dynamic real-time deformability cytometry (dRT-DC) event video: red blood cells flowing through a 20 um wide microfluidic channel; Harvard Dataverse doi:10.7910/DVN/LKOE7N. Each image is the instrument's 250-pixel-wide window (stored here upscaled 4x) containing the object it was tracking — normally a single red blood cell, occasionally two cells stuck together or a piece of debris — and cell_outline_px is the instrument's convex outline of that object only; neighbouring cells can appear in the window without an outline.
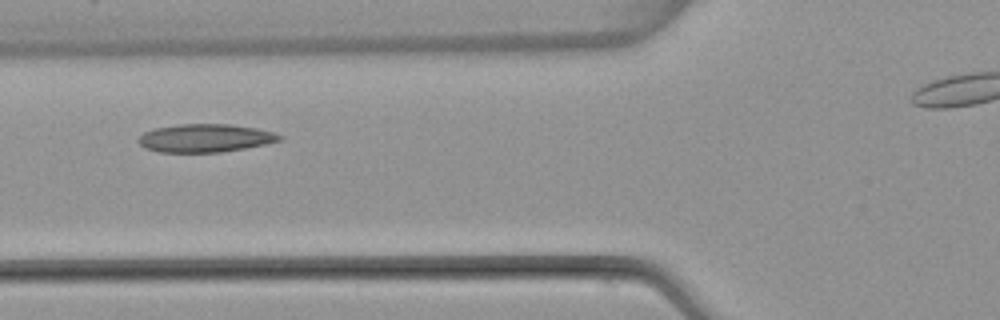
{"species": "common noctule bat (a hibernating species)", "species_latin": "Nyctalus noctula", "temperature_condition": "warm", "stored_images_in_passage": 7, "camera_frame_rate_fps": 3000, "um_per_image_px": 0.085, "animal": {"sex": "female", "body_mass_g": 22.7, "forearm_length_mm": 54.2}, "frame": {"image": 1, "passage_image": 4, "time_ms": 4.0, "image_size_px": [1000, 320], "cell_outline_px": [[284, 140], [244, 148], [220, 152], [160, 152], [144, 148], [136, 140], [144, 132], [156, 128], [180, 124], [228, 124], [256, 128], [272, 132], [284, 136]], "centroid_in_image_um": [17.44, 11.74], "position_along_channel_um": 108.4, "area_um2": 23.06}}
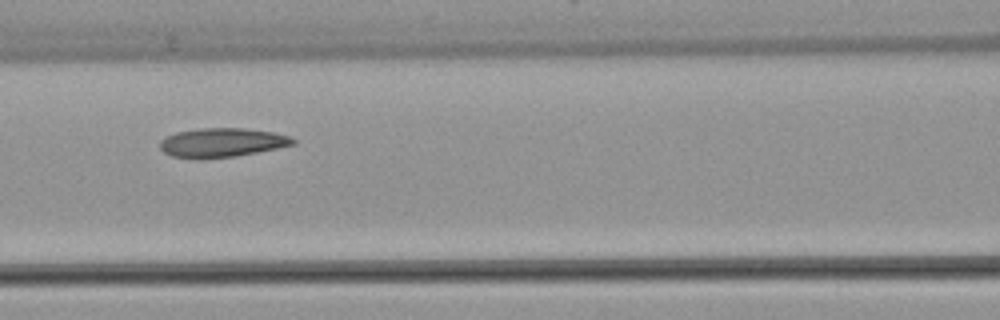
{"frame": {"image": 2, "passage_image": 5, "time_ms": 5.0, "image_size_px": [1000, 320], "cell_outline_px": [[296, 144], [236, 156], [200, 160], [196, 160], [172, 156], [164, 152], [160, 148], [160, 140], [176, 132], [200, 128], [244, 128], [272, 132], [288, 136], [296, 140]], "centroid_in_image_um": [18.83, 12.13], "position_along_channel_um": 147.8, "area_um2": 22.66}}
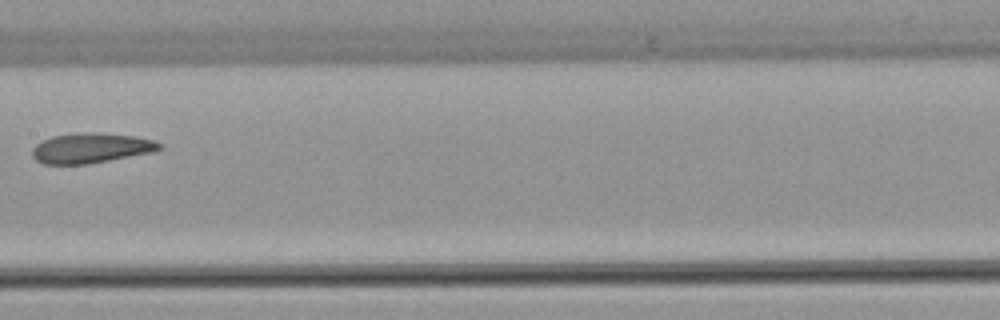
{"frame": {"image": 3, "passage_image": 6, "time_ms": 6.333, "image_size_px": [1000, 320], "cell_outline_px": [[164, 148], [152, 152], [88, 164], [44, 164], [36, 160], [32, 156], [32, 148], [36, 144], [52, 136], [88, 132], [96, 132], [132, 136], [152, 140], [160, 144]], "centroid_in_image_um": [7.71, 12.59], "position_along_channel_um": 199.7, "area_um2": 22.02}}